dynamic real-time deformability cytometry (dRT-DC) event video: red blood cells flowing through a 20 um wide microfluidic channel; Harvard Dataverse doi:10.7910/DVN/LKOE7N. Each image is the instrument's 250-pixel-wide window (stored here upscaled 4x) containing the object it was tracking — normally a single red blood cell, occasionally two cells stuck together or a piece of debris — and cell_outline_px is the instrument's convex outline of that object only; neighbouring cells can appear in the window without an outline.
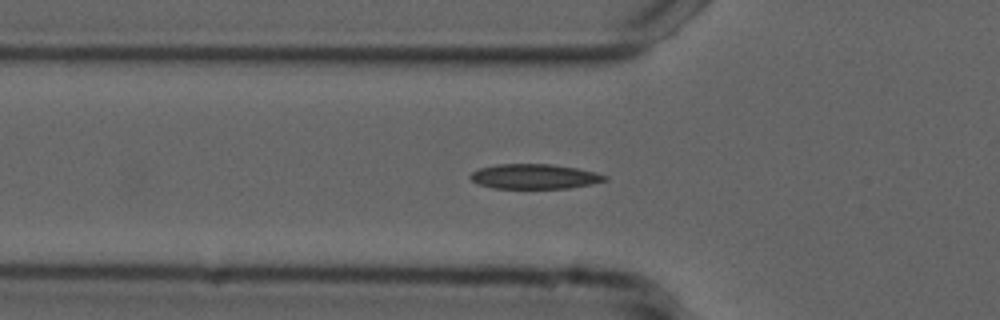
{"species": "common noctule bat (a hibernating species)", "species_latin": "Nyctalus noctula", "temperature_condition": "cold", "stored_images_in_passage": 50, "camera_frame_rate_fps": 3000, "um_per_image_px": 0.085, "animal": {"sex": "male", "forearm_length_mm": 52.5}, "frame": {"image": 1, "passage_image": 18, "time_ms": 5.667, "image_size_px": [1000, 320], "cell_outline_px": [[608, 180], [592, 184], [568, 188], [492, 188], [476, 184], [468, 176], [472, 172], [480, 168], [496, 164], [552, 164], [576, 168], [596, 172], [608, 176]], "centroid_in_image_um": [45.42, 15.0], "position_along_channel_um": 80.4, "area_um2": 19.59}}
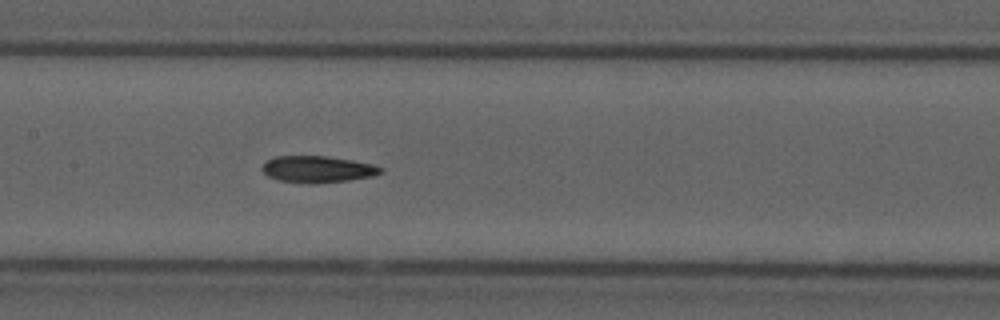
{"frame": {"image": 2, "passage_image": 26, "time_ms": 8.333, "image_size_px": [1000, 320], "cell_outline_px": [[384, 172], [372, 176], [348, 180], [276, 180], [268, 176], [260, 168], [268, 160], [276, 156], [328, 156], [352, 160], [372, 164], [384, 168]], "centroid_in_image_um": [27.03, 14.32], "position_along_channel_um": 180.4, "area_um2": 17.4}}
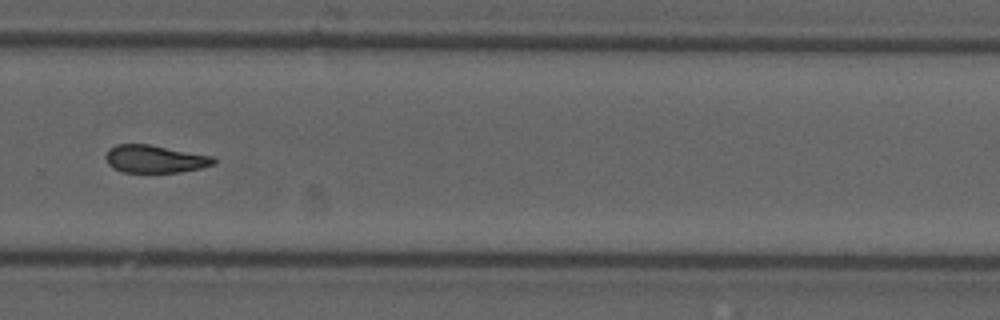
{"frame": {"image": 3, "passage_image": 37, "time_ms": 12.0, "image_size_px": [1000, 320], "cell_outline_px": [[216, 164], [200, 168], [180, 172], [120, 172], [112, 168], [108, 164], [104, 156], [108, 148], [116, 144], [148, 144], [212, 156], [216, 160]], "centroid_in_image_um": [13.12, 13.51], "position_along_channel_um": 316.7, "area_um2": 17.51}, "authors_computed_cell_mechanics": {"area_um2": 18.3226, "velocity_mm_per_s": 3.7304, "shape_relaxation_time_tau1_ms": 10.7287, "shape_relaxation_time_tau2_ms": 6.9688, "deformation_change_tau1": 0.2093, "deformation_change_tau2": 0.1303}}